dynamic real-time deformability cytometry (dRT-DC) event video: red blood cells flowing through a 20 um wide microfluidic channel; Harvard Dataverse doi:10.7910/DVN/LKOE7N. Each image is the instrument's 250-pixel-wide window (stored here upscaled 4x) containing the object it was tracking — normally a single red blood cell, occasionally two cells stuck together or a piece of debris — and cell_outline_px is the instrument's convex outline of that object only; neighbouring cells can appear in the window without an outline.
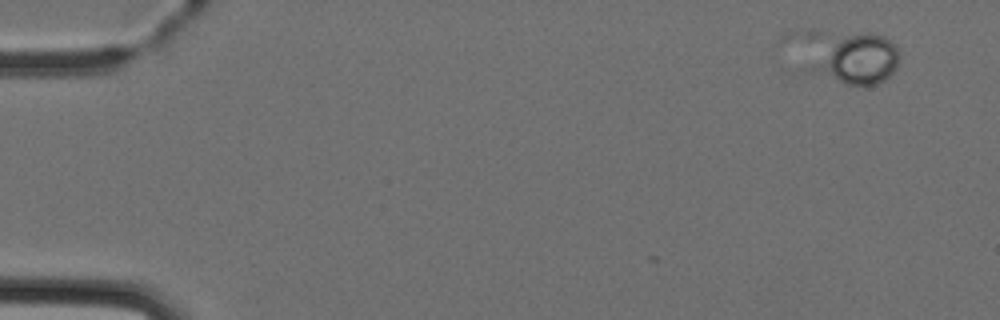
{"species": "Egyptian fruit bat (a non-hibernating species)", "species_latin": "Rousettus aegyptiacus", "temperature_condition": "cold", "stored_images_in_passage": 6, "segment_of_instrument_passage": [1, 2], "camera_frame_rate_fps": 3000, "um_per_image_px": 0.085, "animal": {"sex": "female"}, "frame": {"image": 1, "passage_image": 1, "time_ms": 0.0, "image_size_px": [1000, 320], "cell_outline_px": [[900, 56], [896, 68], [884, 80], [876, 84], [844, 84], [808, 72], [804, 68], [836, 40], [844, 36], [868, 32], [884, 36], [896, 44], [900, 52]], "centroid_in_image_um": [72.86, 5.07], "position_along_channel_um": 12.1, "area_um2": 25.32}}